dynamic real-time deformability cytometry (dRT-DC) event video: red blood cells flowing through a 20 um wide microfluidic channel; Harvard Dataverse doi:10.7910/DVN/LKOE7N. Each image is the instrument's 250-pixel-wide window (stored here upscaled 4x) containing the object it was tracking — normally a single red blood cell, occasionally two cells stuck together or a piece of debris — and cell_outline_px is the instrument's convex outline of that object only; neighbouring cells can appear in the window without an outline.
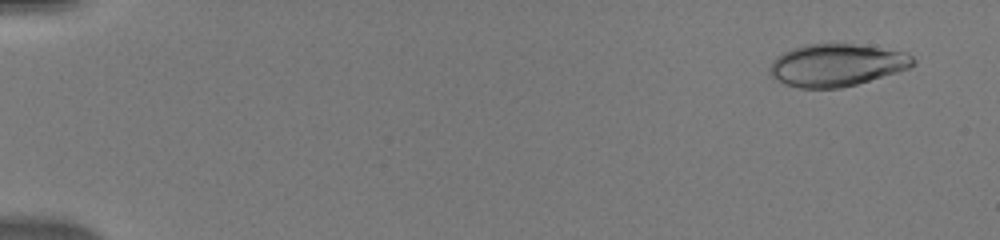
{"species": "human", "species_latin": "Homo sapiens", "temperature_condition": "warm", "stored_images_in_passage": 4, "camera_frame_rate_fps": 3000, "um_per_image_px": 0.085, "donor": {"sex": "male"}, "frame": {"image": 1, "passage_image": 2, "time_ms": 0.333, "image_size_px": [1000, 240], "cell_outline_px": [[884, 68], [880, 72], [864, 80], [852, 84], [820, 84], [780, 60], [796, 52], [808, 48], [868, 48], [884, 52]], "centroid_in_image_um": [71.16, 5.47], "position_along_channel_um": 13.8, "area_um2": 20.75}}